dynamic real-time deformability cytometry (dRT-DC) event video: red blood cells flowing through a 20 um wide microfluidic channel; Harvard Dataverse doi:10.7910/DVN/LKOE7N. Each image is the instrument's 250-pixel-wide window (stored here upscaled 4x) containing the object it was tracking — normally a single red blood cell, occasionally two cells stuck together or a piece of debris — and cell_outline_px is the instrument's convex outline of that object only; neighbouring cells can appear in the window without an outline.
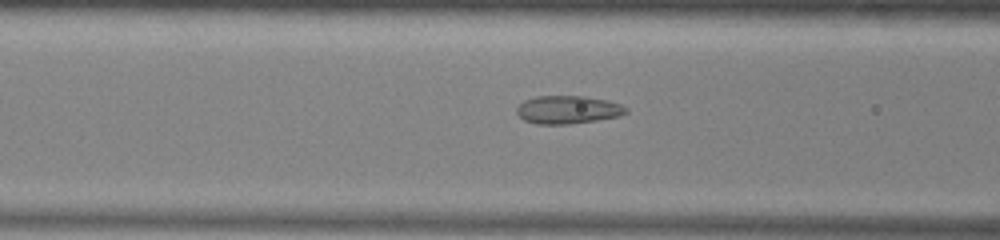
{"species": "common noctule bat (a hibernating species)", "species_latin": "Nyctalus noctula", "temperature_condition": "warm", "stored_images_in_passage": 51, "camera_frame_rate_fps": 3000, "um_per_image_px": 0.085, "animal": {"sex": "male", "body_mass_g": 13.0, "forearm_length_mm": 53.1}, "frame": {"image": 1, "passage_image": 19, "time_ms": 6.0, "image_size_px": [1000, 240], "cell_outline_px": [[628, 112], [620, 116], [596, 120], [568, 124], [536, 124], [524, 120], [516, 112], [516, 108], [524, 100], [536, 96], [584, 96], [608, 100], [620, 104], [628, 108]], "centroid_in_image_um": [48.27, 9.32], "position_along_channel_um": 118.3, "area_um2": 17.92}}
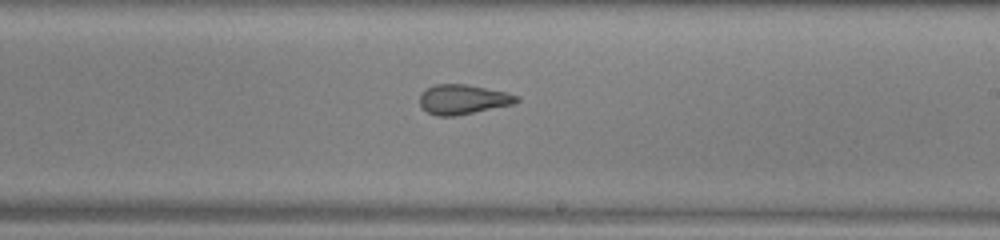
{"frame": {"image": 2, "passage_image": 29, "time_ms": 9.333, "image_size_px": [1000, 240], "cell_outline_px": [[520, 100], [512, 104], [456, 116], [436, 116], [420, 108], [420, 92], [436, 84], [468, 84], [508, 92], [520, 96]], "centroid_in_image_um": [39.35, 8.44], "position_along_channel_um": 249.7, "area_um2": 16.94}}
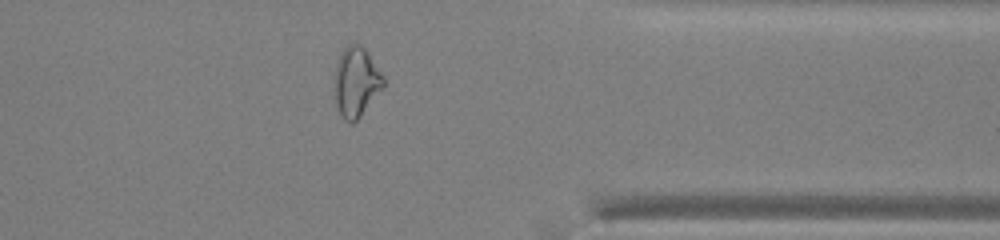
{"frame": {"image": 3, "passage_image": 40, "time_ms": 13.0, "image_size_px": [1000, 240], "cell_outline_px": [[384, 88], [360, 116], [352, 124], [344, 120], [336, 104], [336, 64], [340, 52], [348, 44], [360, 44], [364, 48], [384, 76]], "centroid_in_image_um": [30.3, 6.96], "position_along_channel_um": 381.1, "area_um2": 19.59}, "authors_computed_cell_mechanics": {"area_um2": 19.7098, "velocity_mm_per_s": 3.9433, "shape_relaxation_time_tau1_ms": null, "shape_relaxation_time_tau2_ms": 1.1574, "deformation_change_tau1": null, "deformation_change_tau2": 0.0797}}